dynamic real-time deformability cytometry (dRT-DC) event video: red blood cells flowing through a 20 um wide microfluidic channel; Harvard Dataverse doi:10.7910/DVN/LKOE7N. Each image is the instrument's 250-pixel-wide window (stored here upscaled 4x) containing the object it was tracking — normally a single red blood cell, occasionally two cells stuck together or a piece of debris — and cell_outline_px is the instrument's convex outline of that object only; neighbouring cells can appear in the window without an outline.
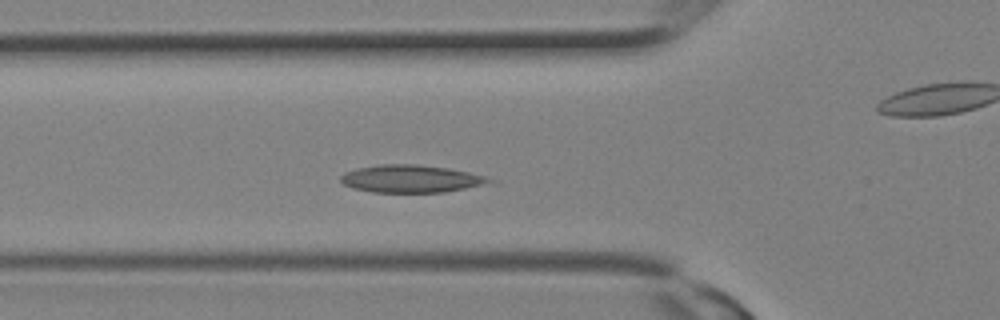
{"species": "Egyptian fruit bat (a non-hibernating species)", "species_latin": "Rousettus aegyptiacus", "temperature_condition": "room temperature", "stored_images_in_passage": 13, "camera_frame_rate_fps": 3000, "um_per_image_px": 0.085, "animal": {"sex": "female"}, "frame": {"image": 1, "passage_image": 6, "time_ms": 1.667, "image_size_px": [1000, 320], "cell_outline_px": [[500, 180], [496, 184], [444, 192], [372, 192], [352, 188], [344, 184], [340, 180], [340, 176], [344, 172], [356, 168], [380, 164], [416, 164], [448, 168], [468, 172]], "centroid_in_image_um": [35.03, 15.2], "position_along_channel_um": 90.8, "area_um2": 24.39}}
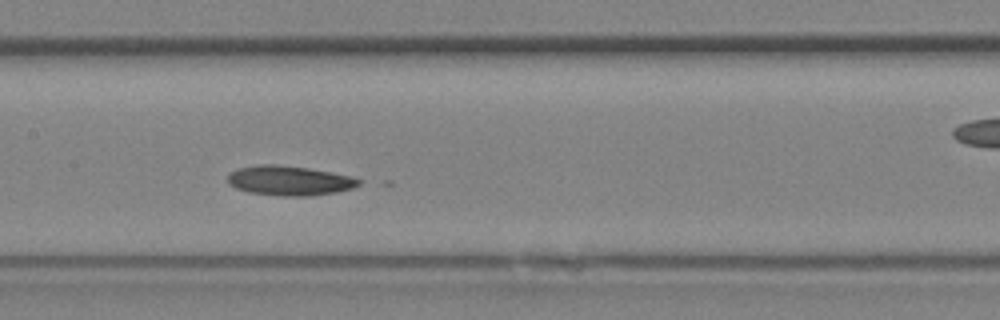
{"frame": {"image": 2, "passage_image": 10, "time_ms": 3.0, "image_size_px": [1000, 320], "cell_outline_px": [[364, 180], [360, 184], [352, 188], [336, 192], [312, 196], [280, 196], [248, 192], [236, 188], [228, 184], [228, 176], [232, 172], [240, 168], [256, 164], [276, 164], [308, 168], [352, 176]], "centroid_in_image_um": [24.62, 15.35], "position_along_channel_um": 182.8, "area_um2": 22.77}}